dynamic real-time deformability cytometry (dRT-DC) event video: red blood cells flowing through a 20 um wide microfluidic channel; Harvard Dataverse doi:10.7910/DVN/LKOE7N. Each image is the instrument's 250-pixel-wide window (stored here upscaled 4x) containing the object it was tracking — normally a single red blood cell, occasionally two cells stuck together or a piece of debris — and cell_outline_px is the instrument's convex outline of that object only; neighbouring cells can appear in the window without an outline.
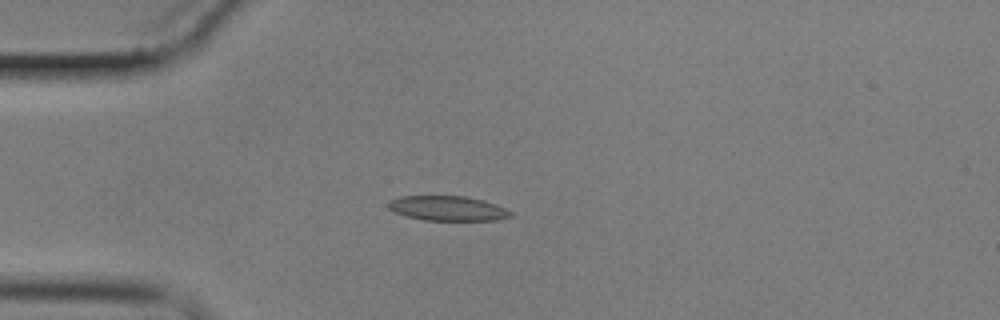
{"species": "common noctule bat (a hibernating species)", "species_latin": "Nyctalus noctula", "temperature_condition": "cold", "stored_images_in_passage": 15, "camera_frame_rate_fps": 3000, "um_per_image_px": 0.085, "animal": {"sex": "male", "body_mass_g": 17.9}, "frame": {"image": 1, "passage_image": 4, "time_ms": 4.333, "image_size_px": [1000, 320], "cell_outline_px": [[512, 216], [496, 220], [424, 220], [404, 216], [388, 208], [388, 200], [400, 196], [464, 196], [496, 204], [512, 212]], "centroid_in_image_um": [38.01, 17.71], "position_along_channel_um": 47.0, "area_um2": 17.57}}
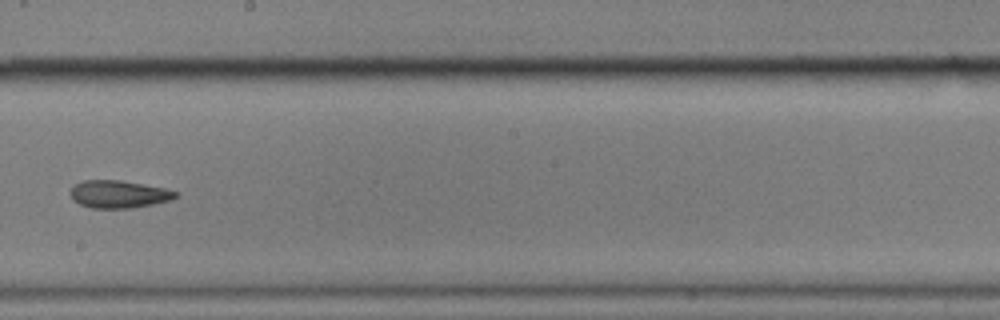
{"frame": {"image": 2, "passage_image": 9, "time_ms": 10.333, "image_size_px": [1000, 320], "cell_outline_px": [[180, 192], [176, 196], [168, 200], [152, 204], [132, 208], [92, 208], [80, 204], [72, 200], [68, 192], [76, 184], [84, 180], [120, 180], [164, 188]], "centroid_in_image_um": [10.05, 16.5], "position_along_channel_um": 238.2, "area_um2": 16.82}}
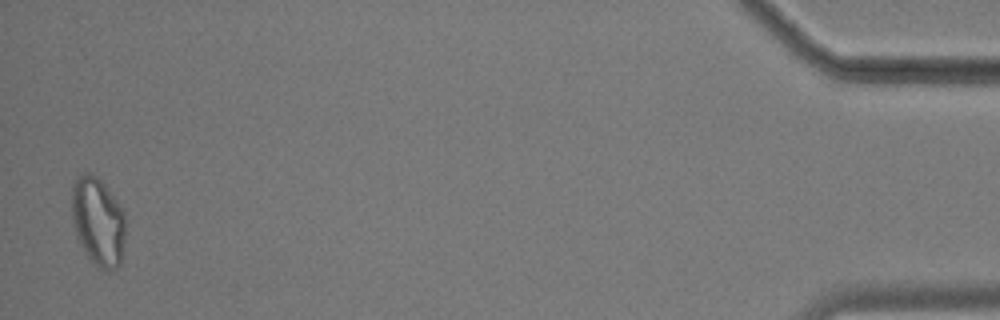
{"frame": {"image": 3, "passage_image": 15, "time_ms": 18.333, "image_size_px": [1000, 320], "cell_outline_px": [[124, 244], [120, 264], [116, 268], [100, 268], [88, 256], [80, 244], [76, 236], [72, 224], [72, 184], [84, 172], [88, 172], [96, 176], [104, 184], [124, 212]], "centroid_in_image_um": [8.31, 18.81], "position_along_channel_um": 426.9, "area_um2": 27.28}}